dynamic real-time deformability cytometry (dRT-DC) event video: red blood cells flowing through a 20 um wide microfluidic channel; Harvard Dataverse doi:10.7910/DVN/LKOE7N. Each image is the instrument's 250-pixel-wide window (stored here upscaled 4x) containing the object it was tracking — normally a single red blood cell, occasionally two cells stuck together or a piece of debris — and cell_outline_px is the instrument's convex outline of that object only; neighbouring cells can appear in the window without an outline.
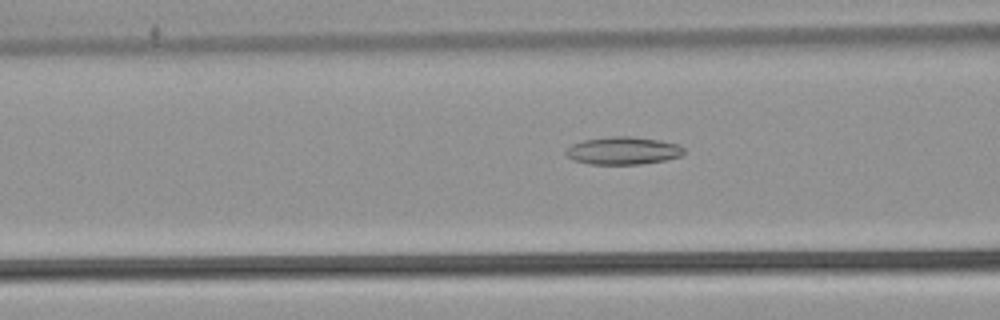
{"species": "common noctule bat (a hibernating species)", "species_latin": "Nyctalus noctula", "temperature_condition": "warm", "stored_images_in_passage": 45, "camera_frame_rate_fps": 3000, "um_per_image_px": 0.085, "animal": {"sex": "male", "body_mass_g": 21.5, "forearm_length_mm": 52.0}, "frame": {"image": 1, "passage_image": 22, "time_ms": 7.0, "image_size_px": [1000, 320], "cell_outline_px": [[684, 152], [680, 156], [664, 160], [640, 164], [588, 164], [572, 160], [564, 152], [572, 144], [584, 140], [612, 136], [628, 136], [660, 140], [680, 144], [684, 148]], "centroid_in_image_um": [52.96, 12.8], "position_along_channel_um": 113.6, "area_um2": 19.02}}
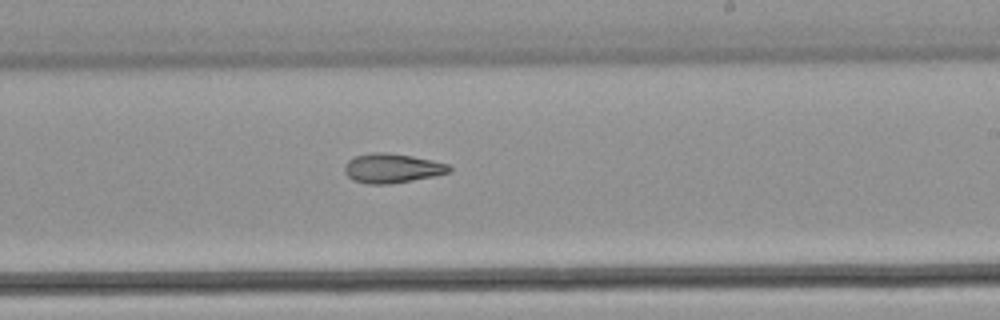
{"frame": {"image": 2, "passage_image": 33, "time_ms": 10.667, "image_size_px": [1000, 320], "cell_outline_px": [[452, 172], [436, 176], [392, 184], [368, 184], [352, 180], [344, 172], [344, 168], [348, 160], [352, 156], [372, 152], [384, 152], [412, 156], [432, 160], [448, 164], [452, 168]], "centroid_in_image_um": [33.33, 14.3], "position_along_channel_um": 255.7, "area_um2": 18.21}}
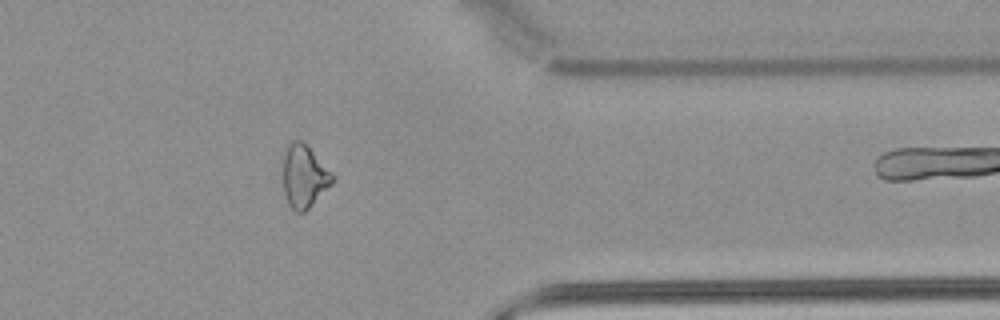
{"frame": {"image": 3, "passage_image": 44, "time_ms": 14.333, "image_size_px": [1000, 320], "cell_outline_px": [[336, 180], [304, 212], [296, 212], [288, 204], [284, 192], [284, 152], [288, 144], [292, 140], [300, 140], [336, 176]], "centroid_in_image_um": [25.87, 15.0], "position_along_channel_um": 385.5, "area_um2": 17.74}}